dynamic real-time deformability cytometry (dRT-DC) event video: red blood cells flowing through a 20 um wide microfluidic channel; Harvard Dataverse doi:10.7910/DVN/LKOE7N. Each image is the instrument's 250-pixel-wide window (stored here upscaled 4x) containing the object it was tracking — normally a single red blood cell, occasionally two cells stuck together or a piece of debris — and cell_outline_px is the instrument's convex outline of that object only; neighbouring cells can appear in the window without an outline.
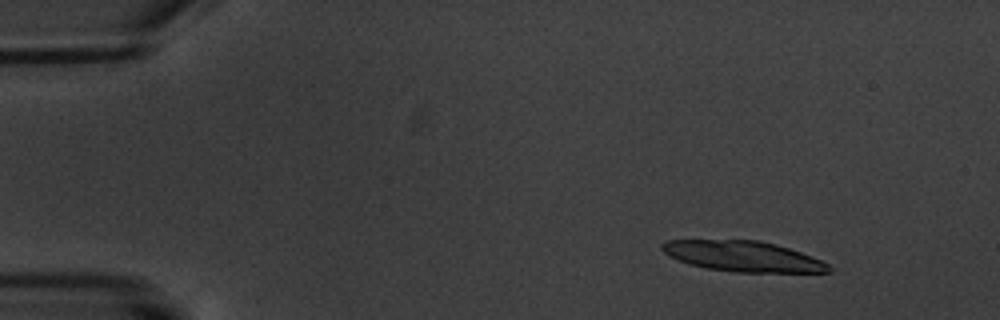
{"species": "common noctule bat (a hibernating species)", "species_latin": "Nyctalus noctula", "temperature_condition": "warm", "stored_images_in_passage": 8, "camera_frame_rate_fps": 3000, "um_per_image_px": 0.085, "animal": {"sex": "male", "body_mass_g": 20.1, "forearm_length_mm": 53.5}, "frame": {"image": 1, "passage_image": 2, "time_ms": 1.333, "image_size_px": [1000, 320], "cell_outline_px": [[832, 272], [736, 272], [704, 268], [688, 264], [664, 252], [660, 248], [660, 244], [664, 240], [760, 240], [776, 244], [812, 256], [828, 264], [832, 268]], "centroid_in_image_um": [63.14, 21.78], "position_along_channel_um": 21.9, "area_um2": 29.59}}